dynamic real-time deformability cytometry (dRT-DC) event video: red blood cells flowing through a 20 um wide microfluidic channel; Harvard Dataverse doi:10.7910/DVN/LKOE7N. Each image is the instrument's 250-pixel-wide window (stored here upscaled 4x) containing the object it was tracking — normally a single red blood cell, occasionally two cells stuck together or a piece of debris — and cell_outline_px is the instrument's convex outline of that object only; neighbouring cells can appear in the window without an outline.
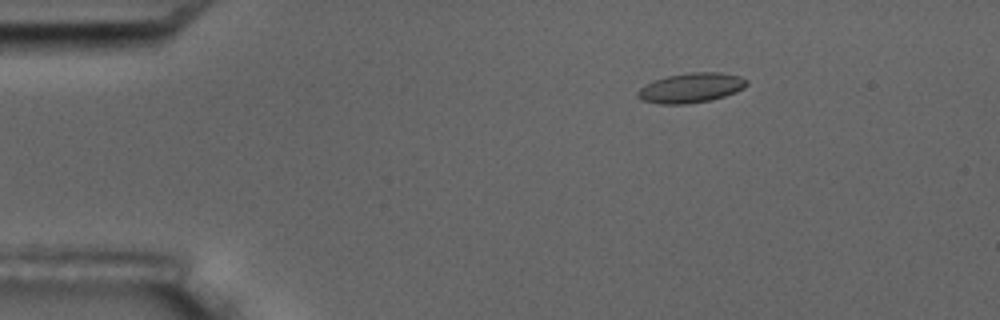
{"species": "common noctule bat (a hibernating species)", "species_latin": "Nyctalus noctula", "temperature_condition": "room temperature", "stored_images_in_passage": 5, "camera_frame_rate_fps": 3000, "um_per_image_px": 0.085, "animal": {"sex": "male", "body_mass_g": 17.5, "forearm_length_mm": 52.3}, "frame": {"image": 1, "passage_image": 3, "time_ms": 2.333, "image_size_px": [1000, 320], "cell_outline_px": [[748, 84], [744, 88], [736, 92], [712, 100], [684, 104], [660, 104], [640, 100], [636, 96], [636, 92], [640, 88], [656, 80], [668, 76], [692, 72], [720, 72], [740, 76], [748, 80]], "centroid_in_image_um": [58.76, 7.47], "position_along_channel_um": 26.2, "area_um2": 18.9}}